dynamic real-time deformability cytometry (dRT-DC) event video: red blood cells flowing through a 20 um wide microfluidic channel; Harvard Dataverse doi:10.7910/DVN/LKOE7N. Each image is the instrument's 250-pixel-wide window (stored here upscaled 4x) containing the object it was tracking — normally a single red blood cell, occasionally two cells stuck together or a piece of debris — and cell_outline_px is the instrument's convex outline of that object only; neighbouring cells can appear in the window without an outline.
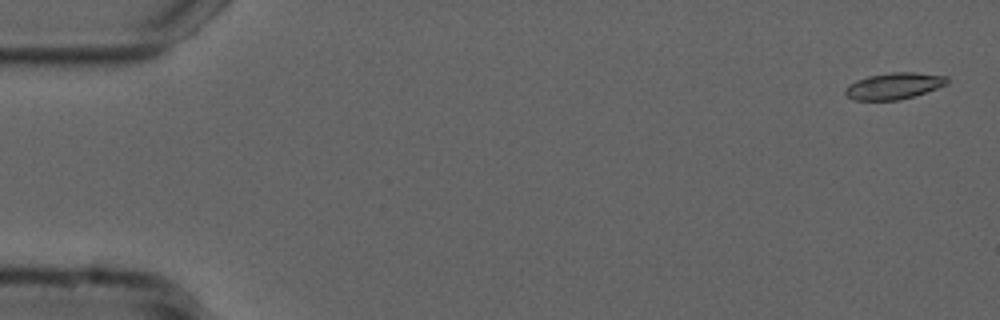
{"species": "common noctule bat (a hibernating species)", "species_latin": "Nyctalus noctula", "temperature_condition": "cold", "stored_images_in_passage": 55, "camera_frame_rate_fps": 3000, "um_per_image_px": 0.085, "animal": {"sex": "male", "forearm_length_mm": 52.5}, "frame": {"image": 1, "passage_image": 2, "time_ms": 0.333, "image_size_px": [1000, 320], "cell_outline_px": [[948, 84], [900, 100], [856, 100], [848, 96], [844, 92], [848, 84], [856, 80], [868, 76], [892, 72], [912, 72], [948, 76]], "centroid_in_image_um": [75.98, 7.29], "position_along_channel_um": 9.0, "area_um2": 15.55}}
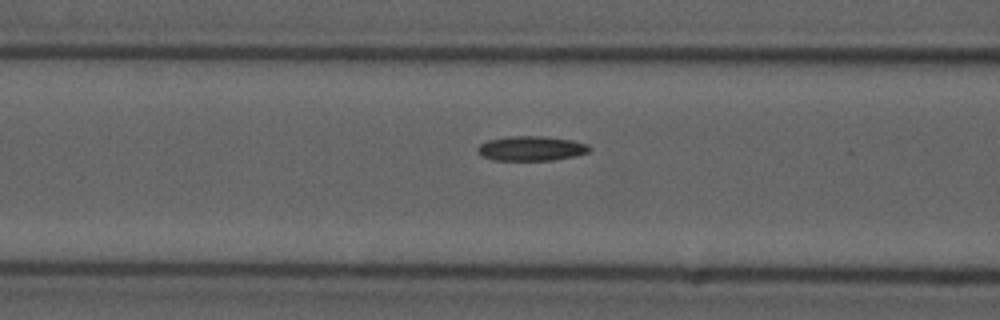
{"frame": {"image": 2, "passage_image": 22, "time_ms": 7.0, "image_size_px": [1000, 320], "cell_outline_px": [[592, 148], [588, 152], [572, 156], [552, 160], [492, 160], [476, 152], [476, 148], [480, 144], [488, 140], [508, 136], [544, 136], [572, 140], [588, 144]], "centroid_in_image_um": [45.13, 12.61], "position_along_channel_um": 121.5, "area_um2": 16.07}}
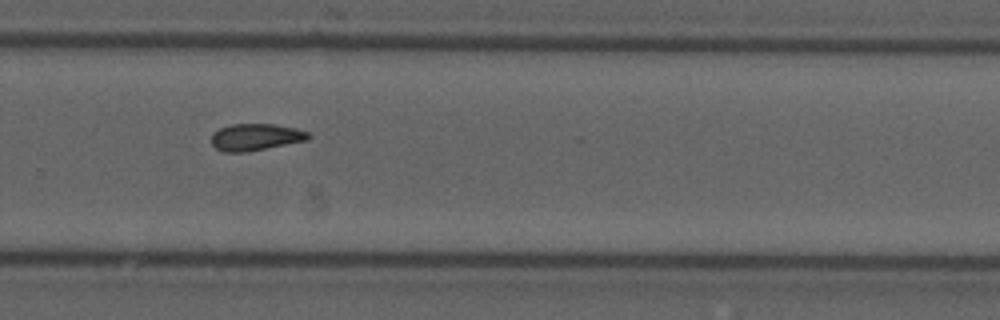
{"frame": {"image": 3, "passage_image": 37, "time_ms": 12.0, "image_size_px": [1000, 320], "cell_outline_px": [[312, 136], [308, 140], [248, 152], [220, 152], [212, 144], [212, 132], [220, 128], [232, 124], [272, 124], [296, 128], [308, 132]], "centroid_in_image_um": [21.73, 11.66], "position_along_channel_um": 308.1, "area_um2": 15.32}, "authors_computed_cell_mechanics": {"area_um2": 15.3748, "velocity_mm_per_s": 3.7414, "shape_relaxation_time_tau1_ms": null, "shape_relaxation_time_tau2_ms": 8.0422, "deformation_change_tau1": null, "deformation_change_tau2": 0.137}}